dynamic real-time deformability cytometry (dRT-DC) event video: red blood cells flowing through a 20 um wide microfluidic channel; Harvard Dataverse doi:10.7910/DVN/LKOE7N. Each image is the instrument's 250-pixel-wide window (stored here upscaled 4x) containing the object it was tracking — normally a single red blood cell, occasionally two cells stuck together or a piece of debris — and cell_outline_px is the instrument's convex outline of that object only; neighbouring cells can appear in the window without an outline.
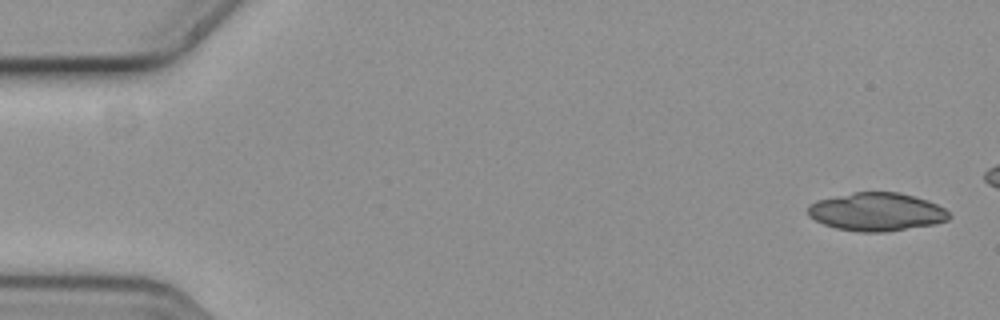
{"species": "common noctule bat (a hibernating species)", "species_latin": "Nyctalus noctula", "temperature_condition": "cold", "stored_images_in_passage": 5, "camera_frame_rate_fps": 3000, "um_per_image_px": 0.085, "animal": {"sex": "female", "body_mass_g": 19.3, "forearm_length_mm": 54.1}, "frame": {"image": 1, "passage_image": 1, "time_ms": 0.0, "image_size_px": [1000, 320], "cell_outline_px": [[952, 216], [948, 220], [936, 224], [884, 232], [860, 232], [836, 228], [824, 224], [808, 216], [808, 204], [816, 200], [852, 192], [896, 192], [928, 200], [944, 208]], "centroid_in_image_um": [74.5, 18.01], "position_along_channel_um": 10.5, "area_um2": 31.5}}